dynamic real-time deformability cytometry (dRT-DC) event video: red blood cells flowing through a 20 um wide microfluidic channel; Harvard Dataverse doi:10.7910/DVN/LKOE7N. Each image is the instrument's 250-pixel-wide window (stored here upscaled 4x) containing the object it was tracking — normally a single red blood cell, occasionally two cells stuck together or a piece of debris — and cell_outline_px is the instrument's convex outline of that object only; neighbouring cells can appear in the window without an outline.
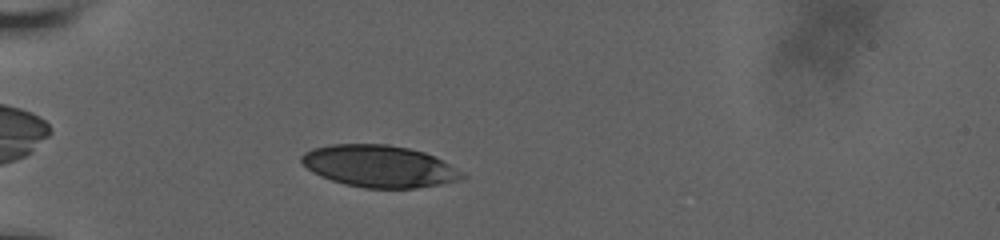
{"species": "human", "species_latin": "Homo sapiens", "temperature_condition": "room temperature", "stored_images_in_passage": 13, "camera_frame_rate_fps": 3000, "um_per_image_px": 0.085, "donor": {"sex": "male"}, "frame": {"image": 1, "passage_image": 5, "time_ms": 1.333, "image_size_px": [1000, 240], "cell_outline_px": [[468, 176], [460, 180], [440, 184], [416, 188], [364, 188], [344, 184], [320, 176], [312, 172], [300, 160], [300, 156], [304, 152], [312, 148], [332, 144], [388, 144], [408, 148], [424, 152], [448, 164]], "centroid_in_image_um": [32.2, 14.13], "position_along_channel_um": 52.8, "area_um2": 39.13}}
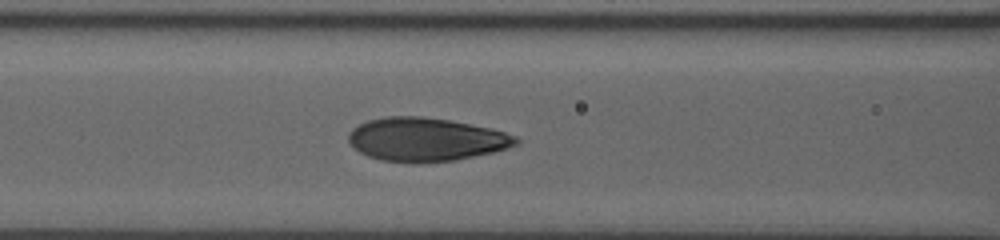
{"frame": {"image": 2, "passage_image": 10, "time_ms": 3.0, "image_size_px": [1000, 240], "cell_outline_px": [[520, 144], [508, 148], [492, 152], [456, 160], [380, 160], [368, 156], [360, 152], [348, 140], [348, 132], [352, 128], [368, 120], [388, 116], [420, 116], [448, 120], [488, 128], [504, 132], [516, 136], [520, 140]], "centroid_in_image_um": [36.21, 11.82], "position_along_channel_um": 130.4, "area_um2": 41.38}}
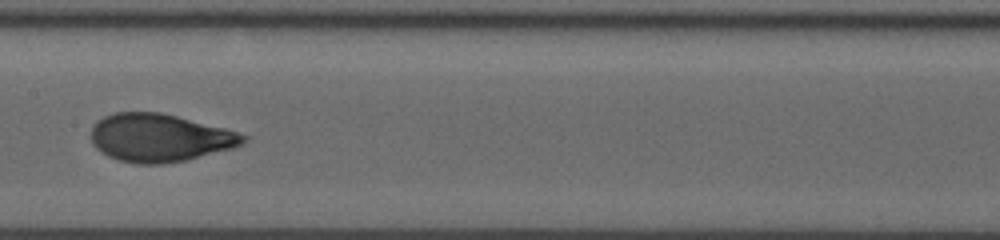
{"frame": {"image": 3, "passage_image": 12, "time_ms": 3.667, "image_size_px": [1000, 240], "cell_outline_px": [[248, 140], [244, 144], [232, 148], [184, 160], [164, 164], [136, 164], [120, 160], [108, 156], [100, 152], [92, 144], [92, 124], [96, 120], [112, 112], [160, 112], [224, 128], [248, 136]], "centroid_in_image_um": [13.54, 11.71], "position_along_channel_um": 193.9, "area_um2": 42.48}}